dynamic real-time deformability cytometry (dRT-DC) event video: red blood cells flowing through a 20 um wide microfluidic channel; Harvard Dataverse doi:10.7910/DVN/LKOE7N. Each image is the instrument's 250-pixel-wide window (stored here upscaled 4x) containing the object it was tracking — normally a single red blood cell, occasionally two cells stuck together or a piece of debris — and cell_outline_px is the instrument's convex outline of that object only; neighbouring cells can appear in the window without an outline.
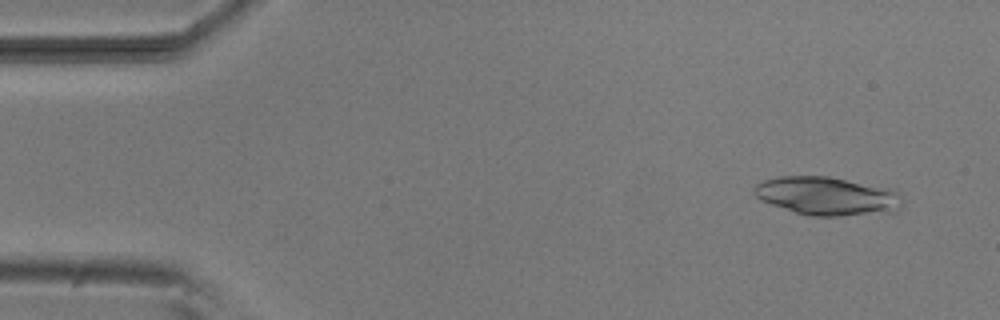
{"species": "common noctule bat (a hibernating species)", "species_latin": "Nyctalus noctula", "temperature_condition": "room temperature", "stored_images_in_passage": 21, "camera_frame_rate_fps": 3000, "um_per_image_px": 0.085, "animal": {"sex": "male", "body_mass_g": 20.5, "forearm_length_mm": 52.5}, "frame": {"image": 1, "passage_image": 4, "time_ms": 1.0, "image_size_px": [1000, 320], "cell_outline_px": [[904, 200], [900, 208], [896, 212], [840, 216], [812, 216], [796, 212], [760, 200], [752, 192], [752, 188], [756, 184], [764, 180], [780, 176], [828, 176], [888, 188], [896, 192]], "centroid_in_image_um": [70.3, 16.67], "position_along_channel_um": 14.7, "area_um2": 33.18}}
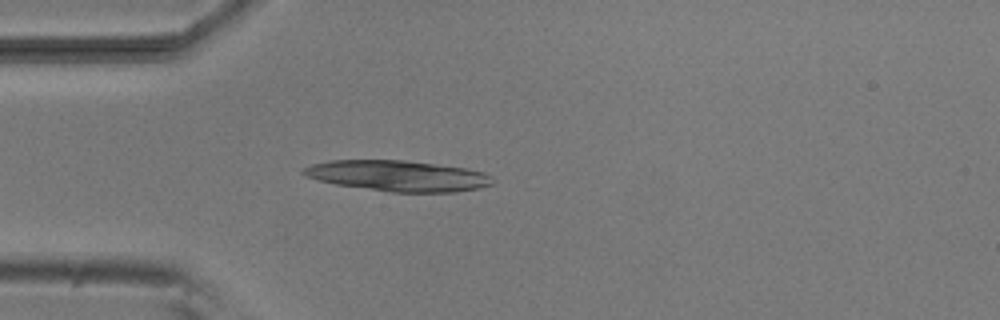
{"frame": {"image": 2, "passage_image": 14, "time_ms": 4.333, "image_size_px": [1000, 320], "cell_outline_px": [[492, 184], [480, 188], [456, 192], [392, 192], [336, 184], [304, 176], [300, 172], [304, 168], [312, 164], [332, 160], [404, 160], [464, 168], [484, 172], [492, 176]], "centroid_in_image_um": [33.83, 14.94], "position_along_channel_um": 51.2, "area_um2": 33.7}}